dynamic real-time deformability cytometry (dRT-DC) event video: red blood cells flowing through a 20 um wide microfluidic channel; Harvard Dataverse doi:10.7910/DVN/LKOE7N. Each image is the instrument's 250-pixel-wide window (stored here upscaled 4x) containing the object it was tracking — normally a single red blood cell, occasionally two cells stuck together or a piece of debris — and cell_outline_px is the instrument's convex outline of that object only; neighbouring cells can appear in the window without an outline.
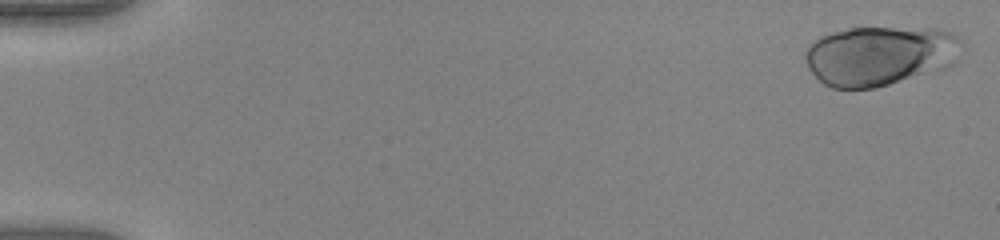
{"species": "human", "species_latin": "Homo sapiens", "temperature_condition": "warm", "stored_images_in_passage": 51, "camera_frame_rate_fps": 3000, "um_per_image_px": 0.085, "donor": {"sex": "female"}, "frame": {"image": 1, "passage_image": 1, "time_ms": 0.0, "image_size_px": [1000, 240], "cell_outline_px": [[964, 44], [916, 72], [908, 76], [888, 84], [876, 88], [832, 88], [824, 84], [808, 68], [804, 60], [804, 52], [808, 44], [812, 40], [820, 36], [832, 32], [848, 28], [940, 28], [956, 32], [960, 36]], "centroid_in_image_um": [74.47, 4.65], "position_along_channel_um": 10.5, "area_um2": 51.56}}
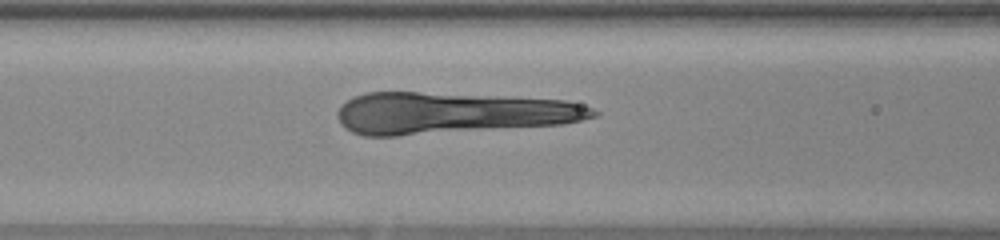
{"frame": {"image": 2, "passage_image": 22, "time_ms": 7.0, "image_size_px": [1000, 240], "cell_outline_px": [[600, 112], [596, 116], [564, 124], [396, 136], [364, 136], [352, 132], [344, 128], [340, 124], [336, 116], [336, 112], [340, 104], [352, 96], [364, 92], [416, 92], [496, 96], [564, 100], [580, 104], [592, 108]], "centroid_in_image_um": [38.33, 9.61], "position_along_channel_um": 128.3, "area_um2": 62.19}}
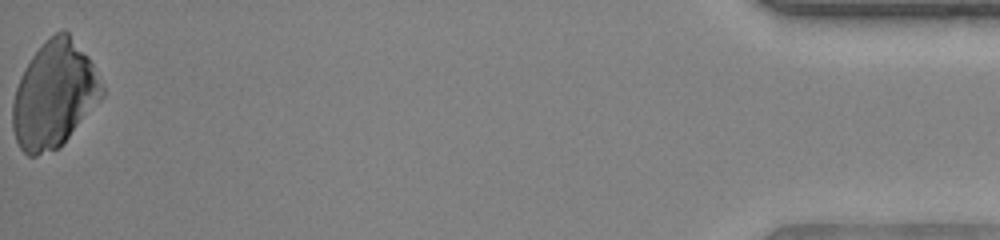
{"frame": {"image": 3, "passage_image": 51, "time_ms": 16.667, "image_size_px": [1000, 240], "cell_outline_px": [[104, 96], [60, 148], [36, 156], [28, 156], [20, 148], [16, 140], [12, 128], [12, 104], [16, 88], [20, 76], [32, 56], [60, 28], [64, 28], [68, 32], [88, 56], [104, 88]], "centroid_in_image_um": [4.6, 8.09], "position_along_channel_um": 430.6, "area_um2": 55.26}}